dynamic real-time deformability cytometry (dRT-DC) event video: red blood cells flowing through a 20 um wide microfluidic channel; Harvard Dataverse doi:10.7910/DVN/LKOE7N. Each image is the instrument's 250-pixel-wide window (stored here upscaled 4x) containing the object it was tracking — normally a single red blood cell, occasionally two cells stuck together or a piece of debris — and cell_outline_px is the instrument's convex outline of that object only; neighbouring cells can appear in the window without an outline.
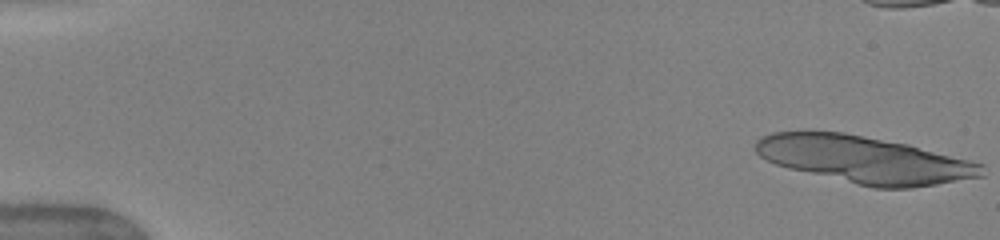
{"species": "human", "species_latin": "Homo sapiens", "temperature_condition": "warm", "stored_images_in_passage": 13, "camera_frame_rate_fps": 3000, "um_per_image_px": 0.085, "donor": {"sex": "female"}, "frame": {"image": 1, "passage_image": 1, "time_ms": 0.0, "image_size_px": [1000, 240], "cell_outline_px": [[984, 176], [912, 188], [872, 188], [788, 168], [776, 164], [760, 156], [756, 152], [756, 140], [760, 136], [772, 132], [844, 132], [908, 144], [984, 164]], "centroid_in_image_um": [73.48, 13.57], "position_along_channel_um": 11.5, "area_um2": 61.73}}